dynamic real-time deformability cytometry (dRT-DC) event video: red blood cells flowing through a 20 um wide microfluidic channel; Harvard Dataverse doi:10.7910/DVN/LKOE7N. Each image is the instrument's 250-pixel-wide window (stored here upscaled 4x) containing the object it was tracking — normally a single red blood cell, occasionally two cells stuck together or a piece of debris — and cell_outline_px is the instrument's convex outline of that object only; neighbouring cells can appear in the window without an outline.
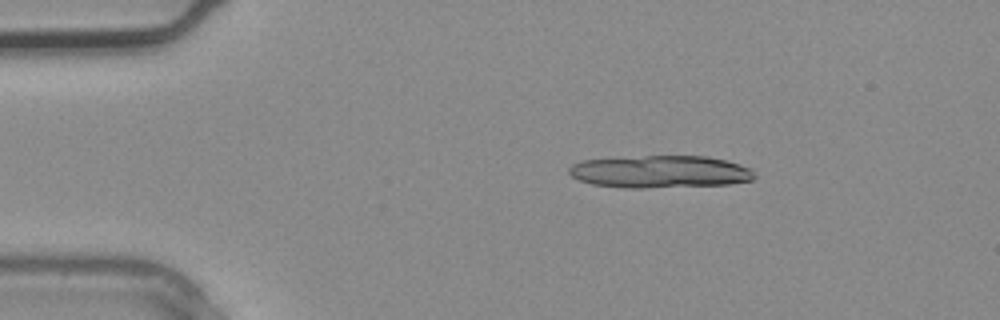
{"species": "common noctule bat (a hibernating species)", "species_latin": "Nyctalus noctula", "temperature_condition": "warm", "stored_images_in_passage": 3, "camera_frame_rate_fps": 3000, "um_per_image_px": 0.085, "animal": {"sex": "male", "body_mass_g": 20.4}, "frame": {"image": 1, "passage_image": 3, "time_ms": 0.667, "image_size_px": [1000, 320], "cell_outline_px": [[756, 176], [752, 180], [728, 184], [644, 188], [624, 188], [592, 184], [580, 180], [572, 176], [568, 172], [568, 168], [572, 164], [580, 160], [644, 156], [708, 156], [740, 164], [748, 168]], "centroid_in_image_um": [56.07, 14.59], "position_along_channel_um": 28.9, "area_um2": 34.97}}